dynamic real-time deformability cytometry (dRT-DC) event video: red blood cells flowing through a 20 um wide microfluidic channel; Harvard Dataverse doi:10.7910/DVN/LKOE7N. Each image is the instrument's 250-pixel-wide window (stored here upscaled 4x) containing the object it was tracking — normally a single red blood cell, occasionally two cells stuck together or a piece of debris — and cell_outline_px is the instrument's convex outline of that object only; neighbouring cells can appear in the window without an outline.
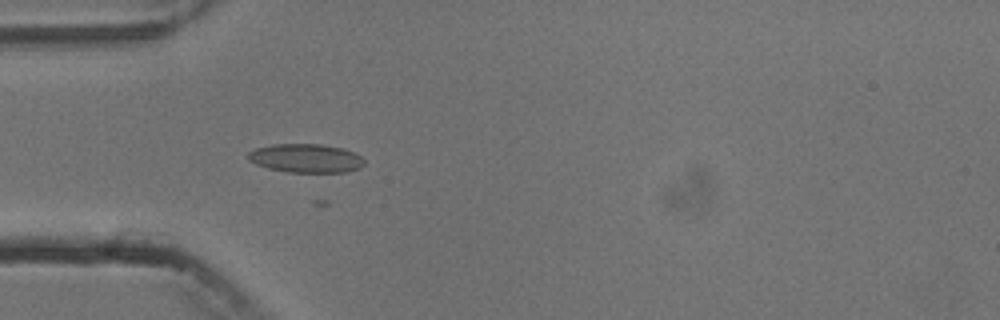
{"species": "common noctule bat (a hibernating species)", "species_latin": "Nyctalus noctula", "temperature_condition": "cold", "stored_images_in_passage": 3, "camera_frame_rate_fps": 3000, "um_per_image_px": 0.085, "animal": {"sex": "male", "body_mass_g": 13.3}, "frame": {"image": 1, "passage_image": 3, "time_ms": 2.333, "image_size_px": [1000, 320], "cell_outline_px": [[364, 164], [360, 168], [344, 172], [288, 172], [268, 168], [256, 164], [248, 160], [248, 152], [256, 148], [272, 144], [320, 144], [344, 148], [356, 152], [364, 160]], "centroid_in_image_um": [26.01, 13.44], "position_along_channel_um": 59.0, "area_um2": 19.54}}